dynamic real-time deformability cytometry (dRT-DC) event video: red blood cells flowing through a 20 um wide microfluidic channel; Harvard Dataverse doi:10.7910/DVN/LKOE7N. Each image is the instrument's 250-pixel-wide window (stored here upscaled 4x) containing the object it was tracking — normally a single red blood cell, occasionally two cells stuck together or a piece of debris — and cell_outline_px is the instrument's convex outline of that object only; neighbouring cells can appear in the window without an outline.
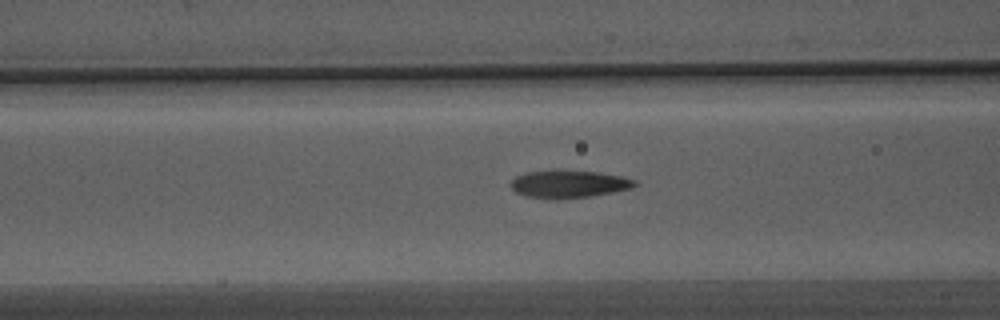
{"species": "Egyptian fruit bat (a non-hibernating species)", "species_latin": "Rousettus aegyptiacus", "temperature_condition": "warm", "stored_images_in_passage": 39, "camera_frame_rate_fps": 3000, "um_per_image_px": 0.085, "animal": {"sex": "male"}, "frame": {"image": 1, "passage_image": 17, "time_ms": 5.333, "image_size_px": [1000, 320], "cell_outline_px": [[640, 184], [632, 188], [592, 196], [560, 200], [556, 200], [524, 196], [516, 192], [508, 184], [516, 176], [528, 172], [556, 168], [596, 172], [620, 176], [636, 180]], "centroid_in_image_um": [48.32, 15.63], "position_along_channel_um": 118.3, "area_um2": 20.63}}
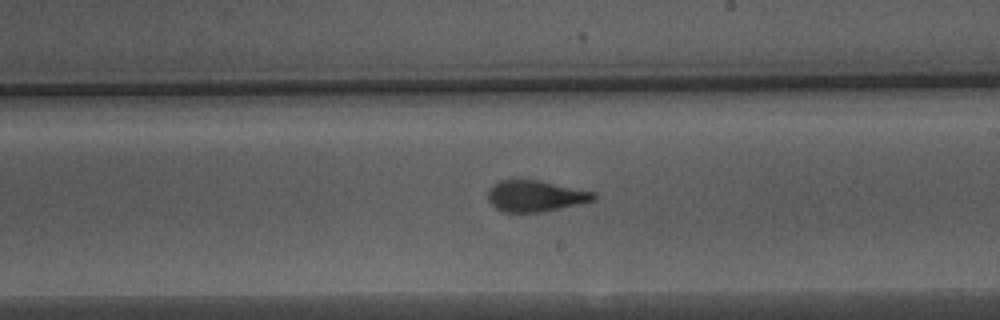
{"frame": {"image": 2, "passage_image": 27, "time_ms": 8.667, "image_size_px": [1000, 320], "cell_outline_px": [[596, 196], [592, 200], [560, 208], [540, 212], [504, 212], [496, 208], [488, 200], [488, 188], [500, 180], [512, 176], [536, 180], [592, 192]], "centroid_in_image_um": [45.37, 16.62], "position_along_channel_um": 243.6, "area_um2": 19.19}}
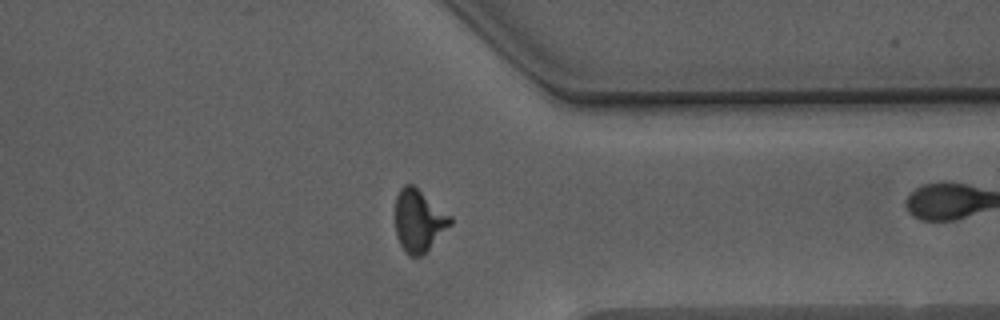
{"frame": {"image": 3, "passage_image": 38, "time_ms": 12.333, "image_size_px": [1000, 320], "cell_outline_px": [[452, 224], [420, 256], [412, 256], [404, 252], [396, 236], [396, 196], [400, 188], [404, 184], [412, 184], [452, 216]], "centroid_in_image_um": [35.59, 18.74], "position_along_channel_um": 375.8, "area_um2": 19.71}}